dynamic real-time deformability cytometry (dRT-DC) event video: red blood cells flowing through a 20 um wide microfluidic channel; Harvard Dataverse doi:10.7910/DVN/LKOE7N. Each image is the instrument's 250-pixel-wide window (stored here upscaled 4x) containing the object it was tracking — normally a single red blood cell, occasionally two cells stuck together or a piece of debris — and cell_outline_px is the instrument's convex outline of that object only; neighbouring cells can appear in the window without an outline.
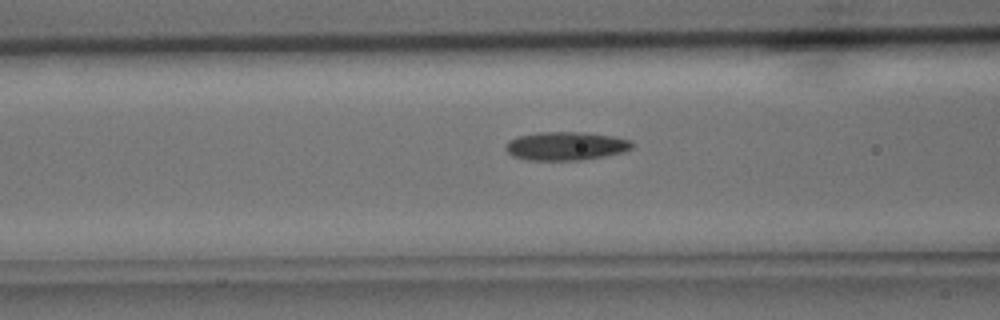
{"species": "common noctule bat (a hibernating species)", "species_latin": "Nyctalus noctula", "temperature_condition": "cold", "stored_images_in_passage": 31, "camera_frame_rate_fps": 3000, "um_per_image_px": 0.085, "animal": {"sex": "male", "body_mass_g": 15.6}, "frame": {"image": 1, "passage_image": 14, "time_ms": 4.333, "image_size_px": [1000, 320], "cell_outline_px": [[632, 148], [624, 152], [604, 156], [580, 160], [528, 160], [512, 156], [504, 148], [504, 144], [508, 140], [516, 136], [536, 132], [580, 132], [616, 136], [632, 140]], "centroid_in_image_um": [48.07, 12.4], "position_along_channel_um": 118.5, "area_um2": 21.27}}
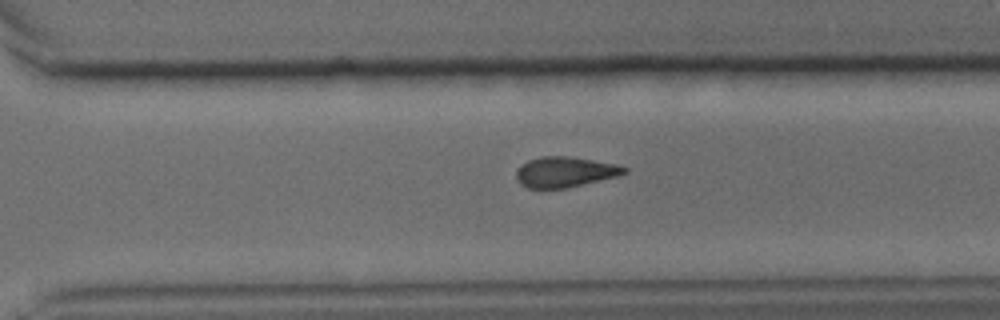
{"frame": {"image": 2, "passage_image": 27, "time_ms": 8.667, "image_size_px": [1000, 320], "cell_outline_px": [[628, 172], [620, 176], [564, 188], [528, 188], [520, 184], [516, 180], [516, 172], [528, 160], [540, 156], [568, 156], [620, 164], [628, 168]], "centroid_in_image_um": [48.08, 14.61], "position_along_channel_um": 322.5, "area_um2": 19.25}}